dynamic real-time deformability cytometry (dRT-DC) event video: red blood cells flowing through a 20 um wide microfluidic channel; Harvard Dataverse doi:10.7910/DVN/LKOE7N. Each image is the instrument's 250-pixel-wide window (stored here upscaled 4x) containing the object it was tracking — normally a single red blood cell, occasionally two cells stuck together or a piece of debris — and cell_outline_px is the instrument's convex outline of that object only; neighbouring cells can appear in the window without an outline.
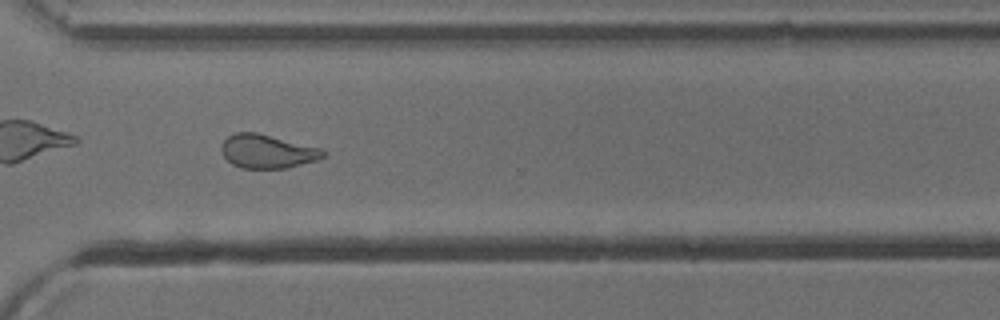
{"species": "common noctule bat (a hibernating species)", "species_latin": "Nyctalus noctula", "temperature_condition": "cold", "stored_images_in_passage": 49, "camera_frame_rate_fps": 3000, "um_per_image_px": 0.085, "animal": {"sex": "male", "body_mass_g": 13.3}, "frame": {"image": 1, "passage_image": 35, "time_ms": 11.333, "image_size_px": [1000, 320], "cell_outline_px": [[324, 156], [316, 160], [284, 168], [240, 168], [232, 164], [220, 152], [220, 144], [228, 136], [236, 132], [256, 132], [324, 148]], "centroid_in_image_um": [22.69, 12.85], "position_along_channel_um": 347.9, "area_um2": 20.06}, "authors_computed_cell_mechanics": {"area_um2": 20.4034, "velocity_mm_per_s": 3.8935, "shape_relaxation_time_tau1_ms": 7.3306, "shape_relaxation_time_tau2_ms": 2.0434, "deformation_change_tau1": 0.1674, "deformation_change_tau2": 0.0805}}